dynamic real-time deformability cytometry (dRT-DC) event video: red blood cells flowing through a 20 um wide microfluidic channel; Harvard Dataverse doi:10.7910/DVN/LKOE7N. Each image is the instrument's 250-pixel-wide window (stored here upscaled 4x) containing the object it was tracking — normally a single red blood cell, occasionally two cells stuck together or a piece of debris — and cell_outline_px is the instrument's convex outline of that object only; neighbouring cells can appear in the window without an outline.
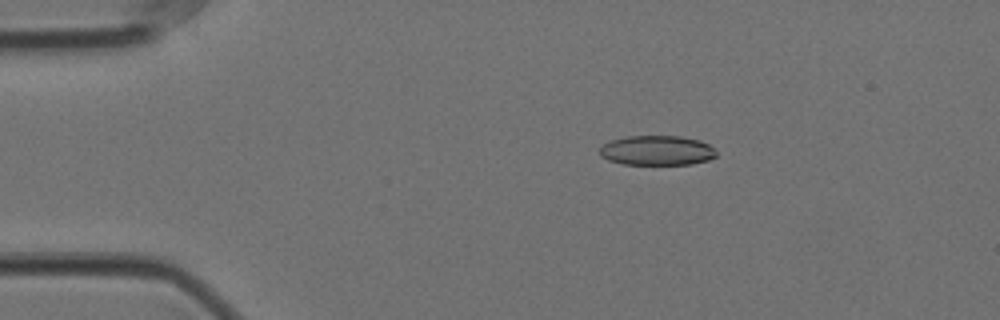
{"species": "Egyptian fruit bat (a non-hibernating species)", "species_latin": "Rousettus aegyptiacus", "temperature_condition": "cold", "stored_images_in_passage": 57, "camera_frame_rate_fps": 3000, "um_per_image_px": 0.085, "animal": {"sex": "female"}, "frame": {"image": 1, "passage_image": 10, "time_ms": 3.0, "image_size_px": [1000, 320], "cell_outline_px": [[716, 156], [708, 160], [692, 164], [624, 164], [608, 160], [600, 156], [600, 148], [604, 144], [612, 140], [628, 136], [680, 136], [700, 140], [708, 144], [716, 152]], "centroid_in_image_um": [55.84, 12.79], "position_along_channel_um": 29.2, "area_um2": 20.11}}
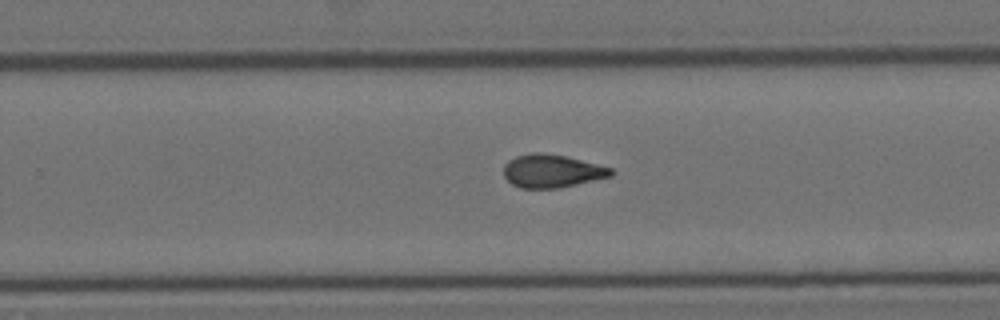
{"frame": {"image": 2, "passage_image": 36, "time_ms": 11.667, "image_size_px": [1000, 320], "cell_outline_px": [[612, 176], [560, 188], [520, 188], [512, 184], [504, 176], [504, 164], [508, 160], [516, 156], [532, 152], [544, 152], [564, 156], [612, 168]], "centroid_in_image_um": [46.87, 14.54], "position_along_channel_um": 282.9, "area_um2": 20.63}}
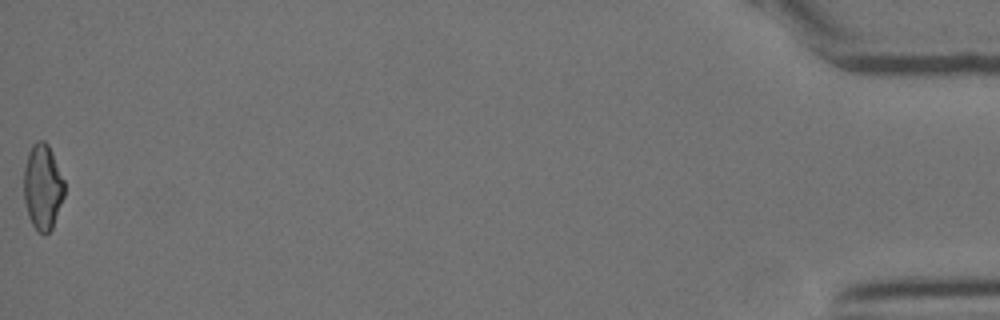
{"frame": {"image": 3, "passage_image": 57, "time_ms": 18.667, "image_size_px": [1000, 320], "cell_outline_px": [[64, 196], [52, 228], [44, 236], [32, 224], [28, 216], [24, 200], [24, 168], [28, 152], [32, 144], [36, 140], [44, 140], [48, 144], [52, 152], [64, 180]], "centroid_in_image_um": [3.62, 15.87], "position_along_channel_um": 431.6, "area_um2": 20.23}, "authors_computed_cell_mechanics": {"area_um2": 20.6924, "velocity_mm_per_s": 3.5446, "shape_relaxation_time_tau1_ms": null, "shape_relaxation_time_tau2_ms": 2.3484, "deformation_change_tau1": null, "deformation_change_tau2": 0.0922}}